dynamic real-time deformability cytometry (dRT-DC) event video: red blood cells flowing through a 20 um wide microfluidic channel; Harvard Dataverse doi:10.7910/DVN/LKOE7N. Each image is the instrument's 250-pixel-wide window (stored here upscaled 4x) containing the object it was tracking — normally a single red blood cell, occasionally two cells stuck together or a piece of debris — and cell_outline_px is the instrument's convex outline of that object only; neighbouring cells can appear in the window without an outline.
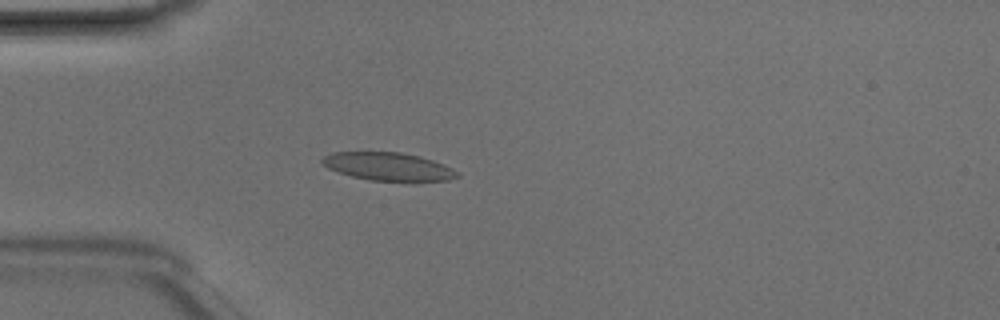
{"species": "Egyptian fruit bat (a non-hibernating species)", "species_latin": "Rousettus aegyptiacus", "temperature_condition": "room temperature", "stored_images_in_passage": 47, "camera_frame_rate_fps": 3000, "um_per_image_px": 0.085, "animal": {"sex": "male"}, "frame": {"image": 1, "passage_image": 12, "time_ms": 3.667, "image_size_px": [1000, 320], "cell_outline_px": [[460, 176], [448, 180], [368, 180], [352, 176], [328, 168], [320, 160], [324, 156], [332, 152], [400, 152], [420, 156], [444, 164], [460, 172]], "centroid_in_image_um": [33.01, 14.14], "position_along_channel_um": 52.0, "area_um2": 21.79}}
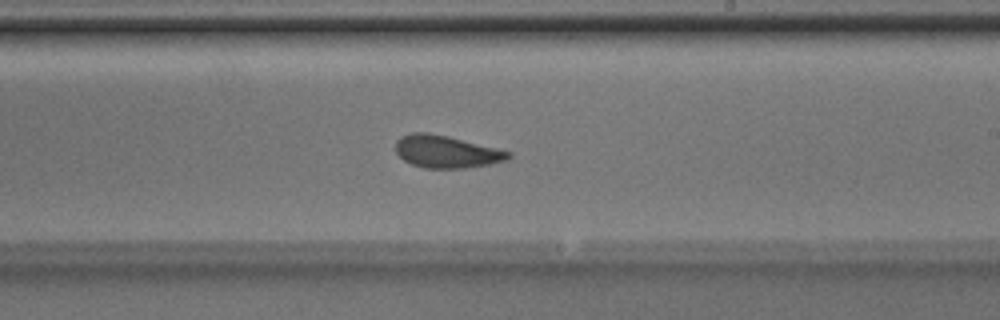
{"frame": {"image": 2, "passage_image": 27, "time_ms": 8.667, "image_size_px": [1000, 320], "cell_outline_px": [[512, 156], [508, 160], [488, 164], [464, 168], [424, 168], [412, 164], [404, 160], [396, 152], [396, 140], [400, 136], [412, 132], [428, 132], [448, 136], [512, 152]], "centroid_in_image_um": [37.93, 12.88], "position_along_channel_um": 251.1, "area_um2": 21.27}}
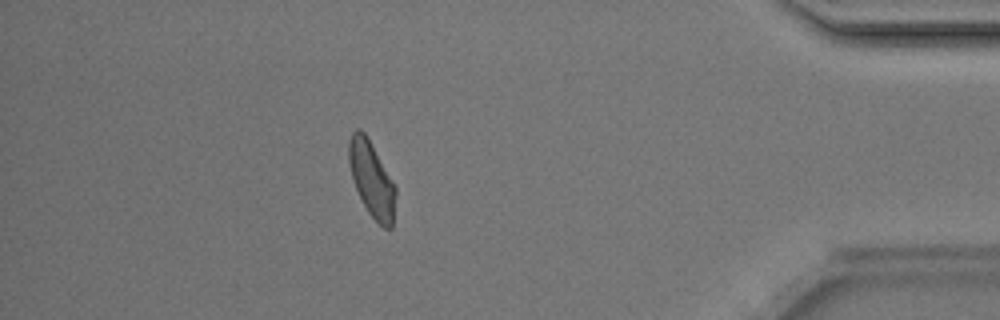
{"frame": {"image": 3, "passage_image": 41, "time_ms": 13.333, "image_size_px": [1000, 320], "cell_outline_px": [[396, 196], [392, 228], [384, 228], [368, 212], [352, 180], [348, 160], [348, 140], [352, 132], [356, 128], [360, 128], [364, 132], [396, 188]], "centroid_in_image_um": [31.57, 15.22], "position_along_channel_um": 403.6, "area_um2": 20.17}, "authors_computed_cell_mechanics": {"area_um2": 21.6172, "velocity_mm_per_s": 4.1975, "shape_relaxation_time_tau1_ms": 4.1254, "shape_relaxation_time_tau2_ms": 1.3338, "deformation_change_tau1": 0.1245, "deformation_change_tau2": 0.0642}}